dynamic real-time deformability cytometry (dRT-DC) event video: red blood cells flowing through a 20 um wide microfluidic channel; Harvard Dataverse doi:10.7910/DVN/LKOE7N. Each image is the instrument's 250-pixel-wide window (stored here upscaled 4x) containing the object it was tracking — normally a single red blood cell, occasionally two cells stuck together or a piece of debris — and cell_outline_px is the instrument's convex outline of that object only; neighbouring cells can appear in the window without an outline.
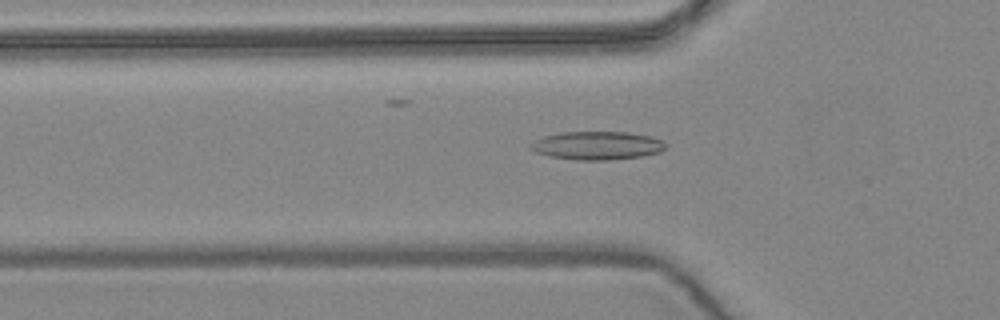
{"species": "common noctule bat (a hibernating species)", "species_latin": "Nyctalus noctula", "temperature_condition": "warm", "stored_images_in_passage": 57, "camera_frame_rate_fps": 3000, "um_per_image_px": 0.085, "animal": {"sex": "female", "body_mass_g": 24.6, "forearm_length_mm": 56.2}, "frame": {"image": 1, "passage_image": 19, "time_ms": 6.0, "image_size_px": [1000, 320], "cell_outline_px": [[664, 148], [660, 152], [644, 156], [608, 160], [576, 160], [548, 156], [536, 152], [528, 148], [528, 144], [532, 140], [544, 136], [560, 132], [628, 132], [652, 136], [664, 140]], "centroid_in_image_um": [50.72, 12.37], "position_along_channel_um": 75.1, "area_um2": 22.6}}
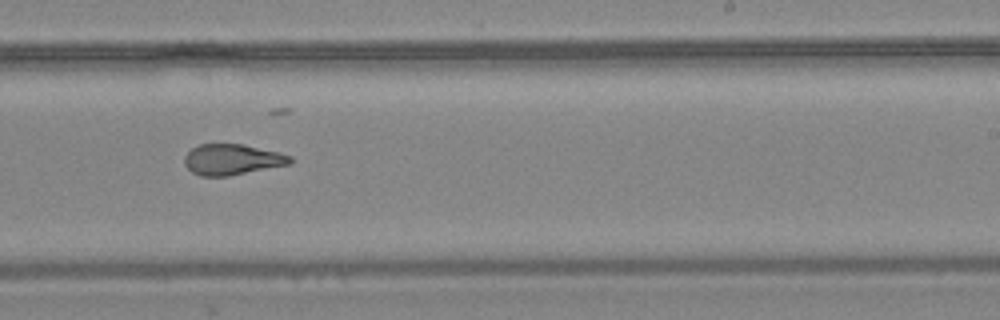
{"frame": {"image": 2, "passage_image": 35, "time_ms": 11.333, "image_size_px": [1000, 320], "cell_outline_px": [[292, 164], [228, 176], [200, 176], [192, 172], [184, 164], [184, 156], [192, 148], [200, 144], [244, 144], [280, 152], [292, 156]], "centroid_in_image_um": [19.75, 13.56], "position_along_channel_um": 269.2, "area_um2": 19.13}}
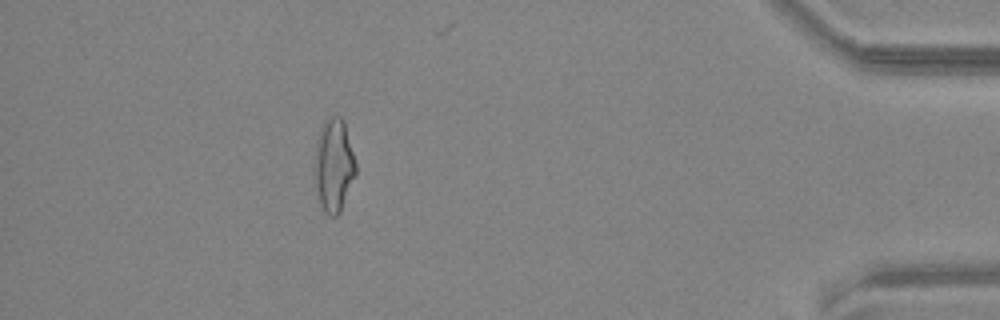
{"frame": {"image": 3, "passage_image": 51, "time_ms": 16.667, "image_size_px": [1000, 320], "cell_outline_px": [[356, 176], [340, 212], [336, 216], [328, 216], [324, 212], [320, 204], [312, 172], [312, 168], [316, 140], [320, 128], [324, 120], [332, 116], [340, 116], [344, 120], [356, 164]], "centroid_in_image_um": [28.34, 14.05], "position_along_channel_um": 406.9, "area_um2": 23.0}, "authors_computed_cell_mechanics": {"area_um2": 20.4612, "velocity_mm_per_s": 3.6244, "shape_relaxation_time_tau1_ms": null, "shape_relaxation_time_tau2_ms": 1.3508, "deformation_change_tau1": null, "deformation_change_tau2": 0.0915}}